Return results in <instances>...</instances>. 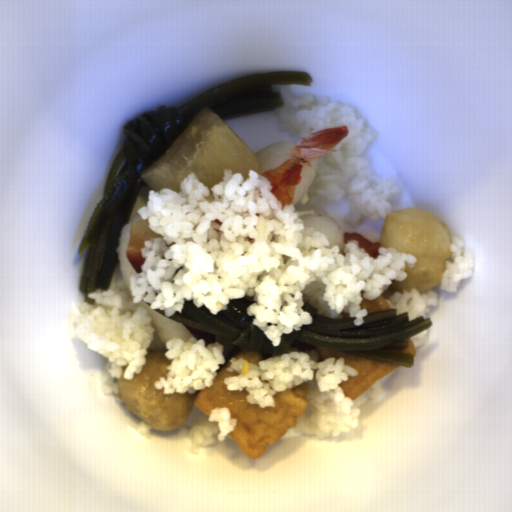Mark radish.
Instances as JSON below:
<instances>
[{
  "instance_id": "1",
  "label": "radish",
  "mask_w": 512,
  "mask_h": 512,
  "mask_svg": "<svg viewBox=\"0 0 512 512\" xmlns=\"http://www.w3.org/2000/svg\"><path fill=\"white\" fill-rule=\"evenodd\" d=\"M256 150L232 131L214 109L203 107L169 146L141 170L145 183L157 193L164 188L181 193L190 173L209 189L223 181L224 170L259 174Z\"/></svg>"
}]
</instances>
